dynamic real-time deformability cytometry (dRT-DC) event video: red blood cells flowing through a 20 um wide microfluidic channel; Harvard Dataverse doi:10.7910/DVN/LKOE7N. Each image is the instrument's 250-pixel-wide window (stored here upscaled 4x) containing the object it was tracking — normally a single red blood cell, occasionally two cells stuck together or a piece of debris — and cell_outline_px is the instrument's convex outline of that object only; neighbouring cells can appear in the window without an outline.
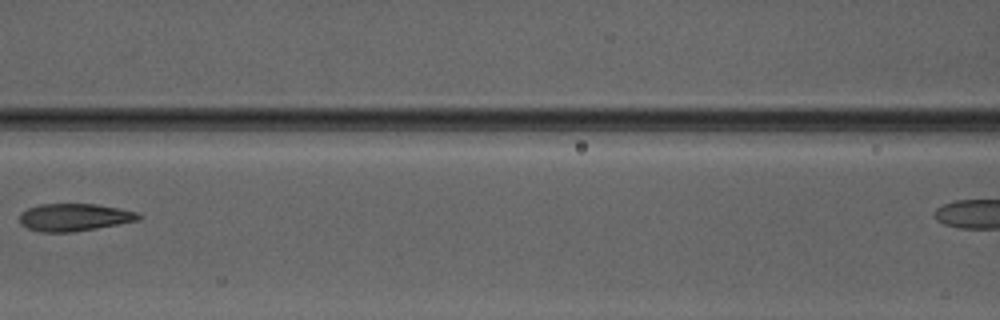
{"species": "Egyptian fruit bat (a non-hibernating species)", "species_latin": "Rousettus aegyptiacus", "temperature_condition": "warm", "stored_images_in_passage": 6, "camera_frame_rate_fps": 3000, "um_per_image_px": 0.085, "animal": {"sex": "male"}, "frame": {"image": 1, "passage_image": 5, "time_ms": 4.667, "image_size_px": [1000, 320], "cell_outline_px": [[140, 220], [96, 228], [72, 232], [40, 232], [28, 228], [20, 224], [20, 212], [28, 208], [40, 204], [96, 204], [136, 212], [140, 216]], "centroid_in_image_um": [6.26, 18.47], "position_along_channel_um": 160.3, "area_um2": 18.9}}